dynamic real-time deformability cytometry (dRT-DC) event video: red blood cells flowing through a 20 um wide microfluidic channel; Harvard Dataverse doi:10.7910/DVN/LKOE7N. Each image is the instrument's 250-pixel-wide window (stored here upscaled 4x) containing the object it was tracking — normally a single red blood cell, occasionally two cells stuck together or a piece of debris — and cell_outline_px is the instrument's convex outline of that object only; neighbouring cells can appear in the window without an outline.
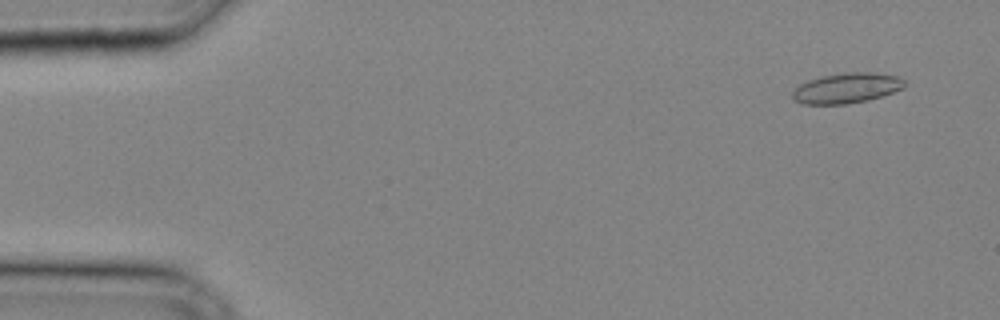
{"species": "common noctule bat (a hibernating species)", "species_latin": "Nyctalus noctula", "temperature_condition": "cold", "stored_images_in_passage": 31, "camera_frame_rate_fps": 3000, "um_per_image_px": 0.085, "animal": {"sex": "male", "body_mass_g": 20.4}, "frame": {"image": 1, "passage_image": 3, "time_ms": 0.667, "image_size_px": [1000, 320], "cell_outline_px": [[908, 84], [904, 88], [868, 100], [848, 104], [804, 104], [792, 100], [792, 92], [800, 84], [808, 80], [824, 76], [844, 72], [872, 72], [896, 76], [904, 80]], "centroid_in_image_um": [71.97, 7.49], "position_along_channel_um": 13.0, "area_um2": 19.77}}
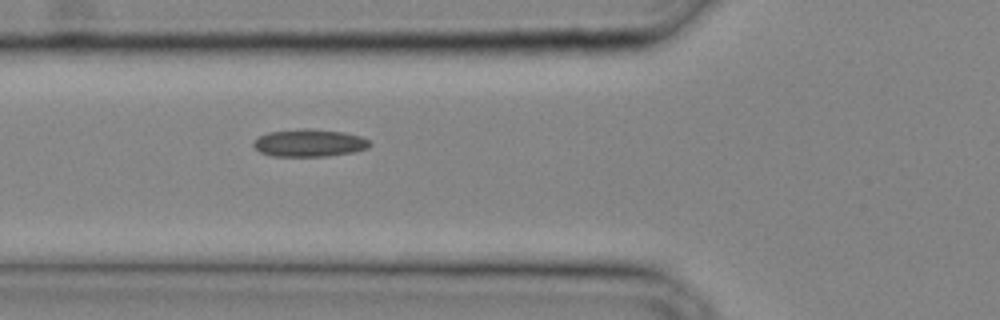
{"frame": {"image": 2, "passage_image": 13, "time_ms": 4.0, "image_size_px": [1000, 320], "cell_outline_px": [[372, 144], [368, 148], [356, 152], [328, 156], [272, 156], [260, 152], [252, 144], [252, 140], [268, 132], [304, 128], [344, 132], [360, 136], [368, 140]], "centroid_in_image_um": [26.3, 12.15], "position_along_channel_um": 99.5, "area_um2": 18.73}}
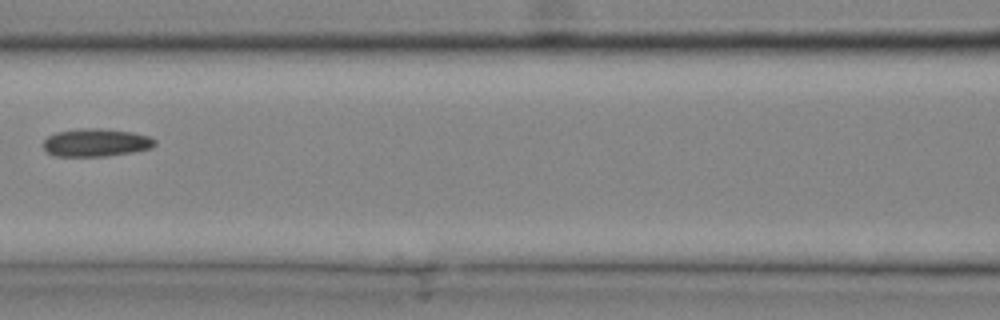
{"frame": {"image": 3, "passage_image": 16, "time_ms": 5.0, "image_size_px": [1000, 320], "cell_outline_px": [[156, 144], [152, 148], [132, 152], [104, 156], [52, 156], [44, 148], [44, 140], [48, 136], [56, 132], [92, 128], [96, 128], [132, 132], [148, 136], [156, 140]], "centroid_in_image_um": [8.17, 12.13], "position_along_channel_um": 158.4, "area_um2": 17.92}}